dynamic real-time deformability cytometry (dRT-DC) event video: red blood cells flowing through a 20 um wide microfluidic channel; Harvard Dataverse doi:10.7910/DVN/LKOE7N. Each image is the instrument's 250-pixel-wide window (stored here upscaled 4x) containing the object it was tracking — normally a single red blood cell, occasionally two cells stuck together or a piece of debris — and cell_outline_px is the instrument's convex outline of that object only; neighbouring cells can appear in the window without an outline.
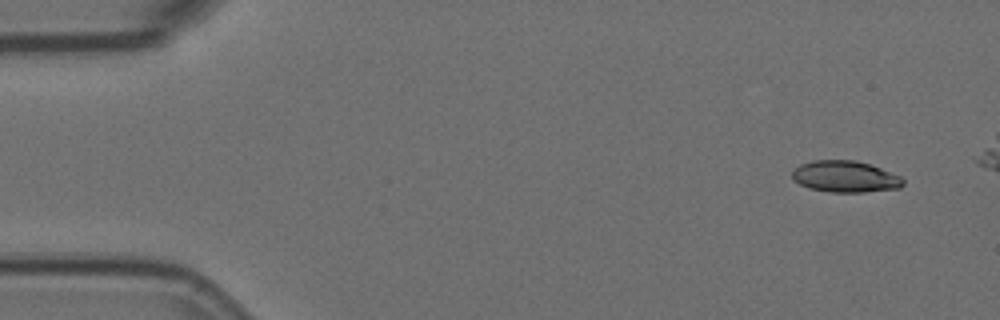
{"species": "Egyptian fruit bat (a non-hibernating species)", "species_latin": "Rousettus aegyptiacus", "temperature_condition": "room temperature", "stored_images_in_passage": 10, "camera_frame_rate_fps": 3000, "um_per_image_px": 0.085, "animal": {"sex": "female"}, "frame": {"image": 1, "passage_image": 1, "time_ms": 0.0, "image_size_px": [1000, 320], "cell_outline_px": [[904, 184], [900, 188], [864, 192], [828, 192], [808, 188], [792, 180], [792, 172], [800, 164], [812, 160], [856, 160], [872, 164], [900, 176], [904, 180]], "centroid_in_image_um": [71.84, 15.01], "position_along_channel_um": 13.2, "area_um2": 20.58}}
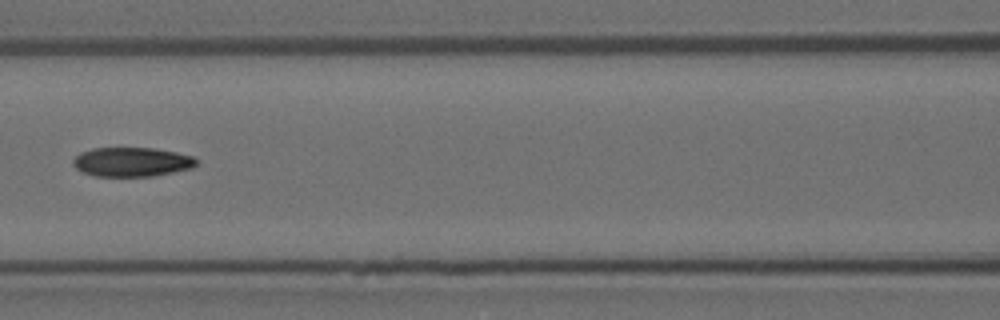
{"frame": {"image": 2, "passage_image": 7, "time_ms": 2.0, "image_size_px": [1000, 320], "cell_outline_px": [[196, 164], [192, 168], [152, 176], [92, 176], [76, 168], [72, 164], [72, 160], [80, 152], [92, 148], [156, 148], [176, 152], [192, 156], [196, 160]], "centroid_in_image_um": [11.17, 13.76], "position_along_channel_um": 155.4, "area_um2": 20.98}}
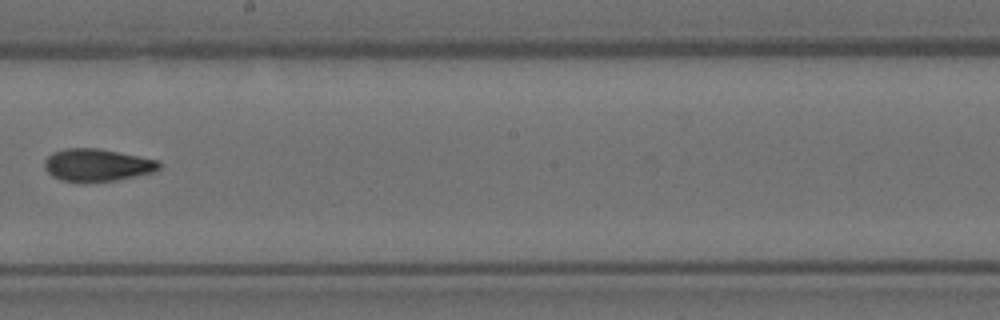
{"frame": {"image": 3, "passage_image": 9, "time_ms": 2.667, "image_size_px": [1000, 320], "cell_outline_px": [[160, 168], [152, 172], [136, 176], [116, 180], [84, 184], [60, 180], [52, 176], [44, 168], [44, 160], [52, 152], [68, 148], [96, 148], [160, 160]], "centroid_in_image_um": [8.22, 14.05], "position_along_channel_um": 240.0, "area_um2": 22.02}}